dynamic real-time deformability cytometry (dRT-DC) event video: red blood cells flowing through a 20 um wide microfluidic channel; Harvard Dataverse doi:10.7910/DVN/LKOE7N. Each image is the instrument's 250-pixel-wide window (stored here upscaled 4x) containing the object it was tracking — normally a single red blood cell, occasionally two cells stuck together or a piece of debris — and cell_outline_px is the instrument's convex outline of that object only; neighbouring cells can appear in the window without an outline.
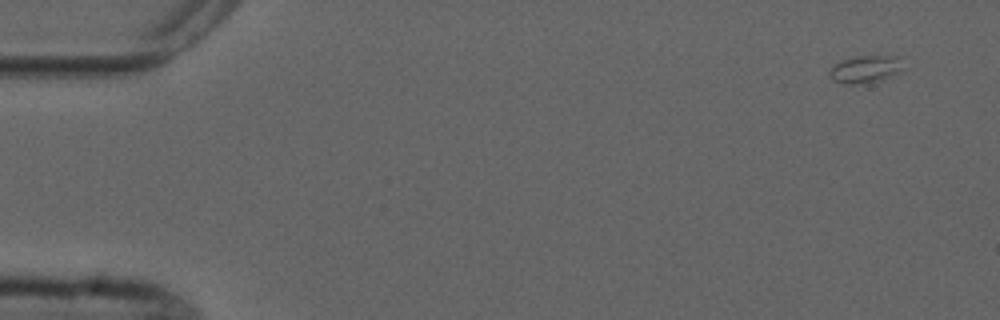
{"species": "common noctule bat (a hibernating species)", "species_latin": "Nyctalus noctula", "temperature_condition": "cold", "stored_images_in_passage": 5, "camera_frame_rate_fps": 3000, "um_per_image_px": 0.085, "animal": {"sex": "male", "forearm_length_mm": 52.5}, "frame": {"image": 1, "passage_image": 1, "time_ms": 0.0, "image_size_px": [1000, 320], "cell_outline_px": [[900, 68], [896, 72], [880, 80], [856, 84], [844, 84], [832, 80], [828, 76], [828, 72], [836, 64], [844, 60], [856, 56], [900, 56]], "centroid_in_image_um": [73.47, 5.88], "position_along_channel_um": 11.5, "area_um2": 11.33}}